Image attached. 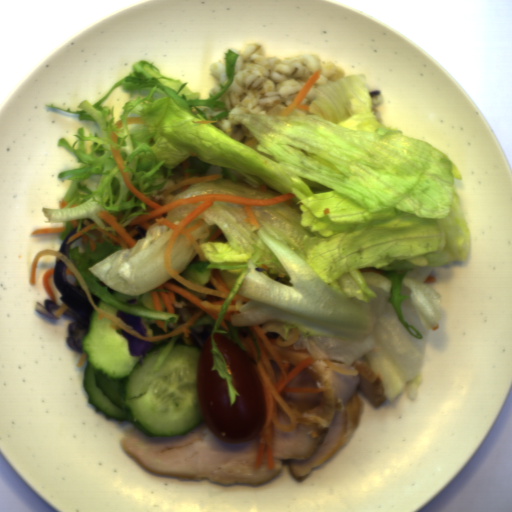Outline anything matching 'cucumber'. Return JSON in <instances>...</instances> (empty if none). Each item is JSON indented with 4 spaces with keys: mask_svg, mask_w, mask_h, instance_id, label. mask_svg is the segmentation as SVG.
Masks as SVG:
<instances>
[{
    "mask_svg": "<svg viewBox=\"0 0 512 512\" xmlns=\"http://www.w3.org/2000/svg\"><path fill=\"white\" fill-rule=\"evenodd\" d=\"M93 309L81 341L88 358L83 385L106 416L129 421L147 436L177 437L204 422L196 375L202 349L161 344L146 352L143 364L112 320Z\"/></svg>",
    "mask_w": 512,
    "mask_h": 512,
    "instance_id": "8b760119",
    "label": "cucumber"
}]
</instances>
